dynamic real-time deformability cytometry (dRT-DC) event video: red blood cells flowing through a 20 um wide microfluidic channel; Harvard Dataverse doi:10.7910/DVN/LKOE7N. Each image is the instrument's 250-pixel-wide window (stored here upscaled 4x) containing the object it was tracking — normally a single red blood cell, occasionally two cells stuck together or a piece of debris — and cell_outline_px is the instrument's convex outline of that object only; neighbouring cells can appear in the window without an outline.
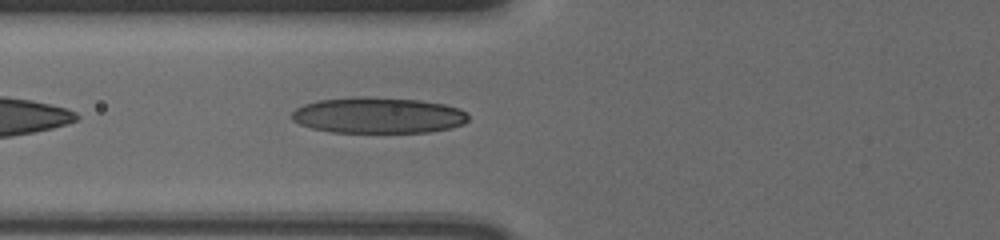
{"species": "human", "species_latin": "Homo sapiens", "temperature_condition": "cold", "stored_images_in_passage": 38, "camera_frame_rate_fps": 3000, "um_per_image_px": 0.085, "donor": {"sex": "male"}, "frame": {"image": 1, "passage_image": 4, "time_ms": 1.0, "image_size_px": [1000, 240], "cell_outline_px": [[468, 120], [464, 124], [448, 128], [428, 132], [332, 132], [312, 128], [300, 124], [292, 120], [292, 112], [296, 108], [304, 104], [320, 100], [360, 96], [364, 96], [420, 100], [444, 104], [460, 108], [468, 116]], "centroid_in_image_um": [32.14, 9.8], "position_along_channel_um": 93.7, "area_um2": 36.93}}
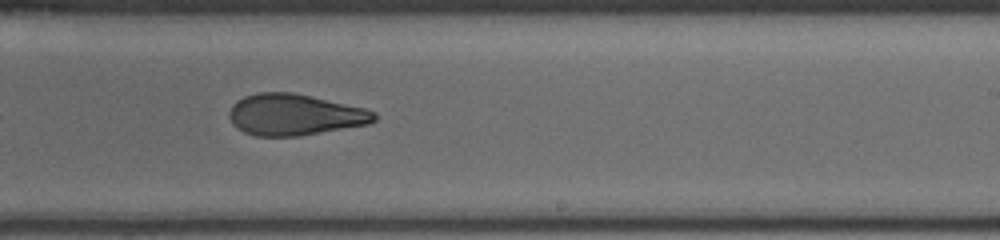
{"frame": {"image": 2, "passage_image": 18, "time_ms": 5.667, "image_size_px": [1000, 240], "cell_outline_px": [[376, 120], [368, 124], [300, 136], [256, 136], [244, 132], [236, 128], [232, 124], [228, 116], [228, 112], [232, 104], [236, 100], [244, 96], [256, 92], [292, 92], [364, 108], [376, 112]], "centroid_in_image_um": [24.99, 9.75], "position_along_channel_um": 264.0, "area_um2": 35.03}}
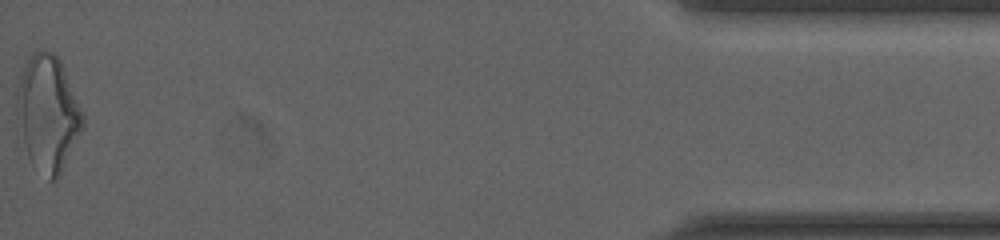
{"frame": {"image": 3, "passage_image": 38, "time_ms": 12.333, "image_size_px": [1000, 240], "cell_outline_px": [[84, 128], [60, 176], [56, 180], [48, 180], [32, 164], [28, 156], [16, 108], [16, 92], [20, 76], [32, 52], [36, 48], [44, 48], [52, 52], [60, 60], [84, 116]], "centroid_in_image_um": [4.09, 9.63], "position_along_channel_um": 431.1, "area_um2": 44.27}, "authors_computed_cell_mechanics": {"area_um2": 35.6048, "velocity_mm_per_s": 3.6388, "shape_relaxation_time_tau1_ms": 7.7726, "shape_relaxation_time_tau2_ms": 2.704, "deformation_change_tau1": 0.2054, "deformation_change_tau2": 0.102}}